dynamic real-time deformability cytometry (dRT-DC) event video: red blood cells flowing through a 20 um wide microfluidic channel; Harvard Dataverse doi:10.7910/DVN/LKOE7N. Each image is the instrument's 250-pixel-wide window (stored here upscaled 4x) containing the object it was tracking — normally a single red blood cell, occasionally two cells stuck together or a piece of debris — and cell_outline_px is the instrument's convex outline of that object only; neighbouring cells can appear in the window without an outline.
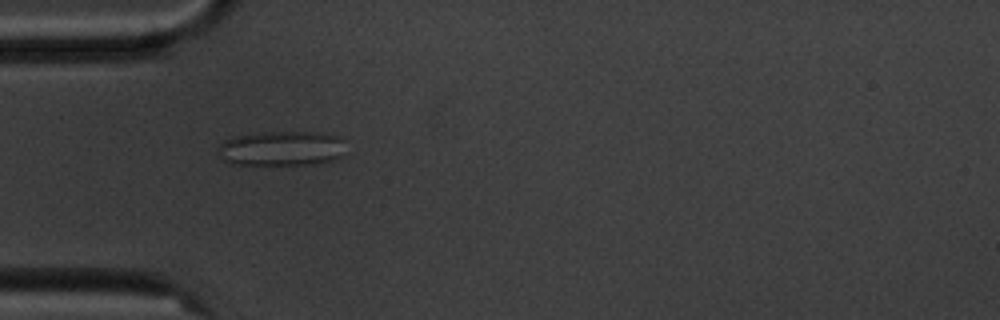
{"species": "common noctule bat (a hibernating species)", "species_latin": "Nyctalus noctula", "temperature_condition": "cold", "stored_images_in_passage": 2, "camera_frame_rate_fps": 3000, "um_per_image_px": 0.085, "animal": {"sex": "male", "body_mass_g": 20.1, "forearm_length_mm": 53.5}, "frame": {"image": 1, "passage_image": 1, "time_ms": 0.0, "image_size_px": [1000, 320], "cell_outline_px": [[344, 140], [340, 156], [332, 160], [312, 164], [228, 164], [224, 160], [216, 148], [224, 140], [232, 136], [264, 132], [308, 132], [340, 136]], "centroid_in_image_um": [23.87, 12.61], "position_along_channel_um": 61.1, "area_um2": 25.72}}
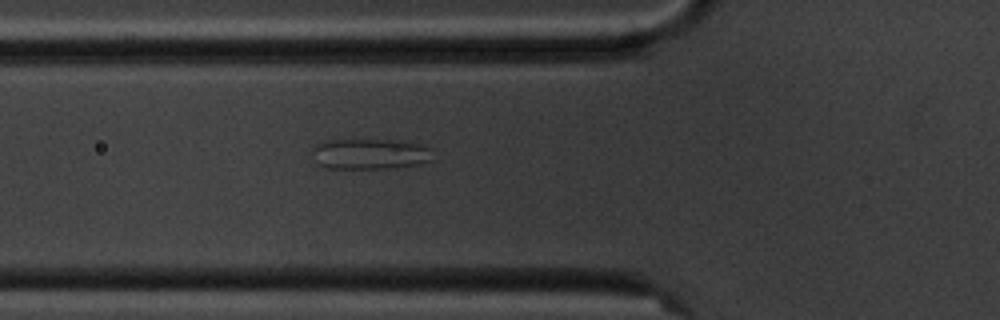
{"frame": {"image": 2, "passage_image": 2, "time_ms": 1.0, "image_size_px": [1000, 320], "cell_outline_px": [[432, 160], [420, 164], [392, 168], [324, 168], [316, 164], [312, 152], [312, 148], [316, 144], [328, 140], [352, 136], [400, 140], [420, 144], [432, 148]], "centroid_in_image_um": [31.42, 13.03], "position_along_channel_um": 94.4, "area_um2": 22.83}}